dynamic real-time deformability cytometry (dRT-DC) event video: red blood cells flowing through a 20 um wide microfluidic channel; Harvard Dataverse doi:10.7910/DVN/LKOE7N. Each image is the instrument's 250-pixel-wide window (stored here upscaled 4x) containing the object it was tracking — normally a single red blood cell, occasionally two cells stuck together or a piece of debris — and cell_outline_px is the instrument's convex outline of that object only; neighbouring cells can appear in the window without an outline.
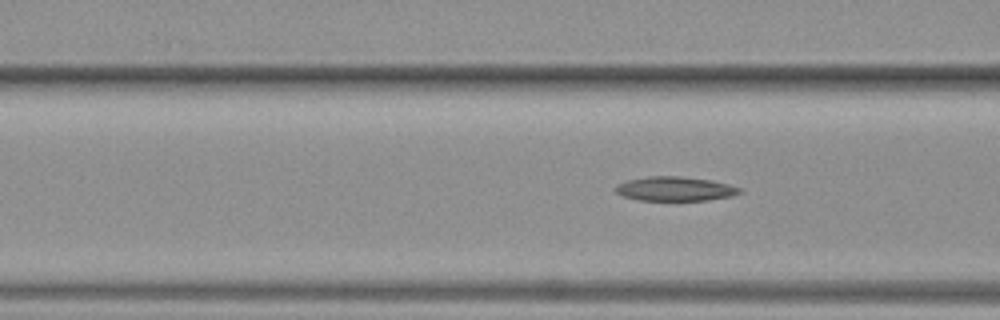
{"species": "common noctule bat (a hibernating species)", "species_latin": "Nyctalus noctula", "temperature_condition": "warm", "stored_images_in_passage": 7, "segment_of_instrument_passage": [2, 2], "camera_frame_rate_fps": 3000, "um_per_image_px": 0.085, "animal": {"sex": "female", "body_mass_g": 19.3, "forearm_length_mm": 54.1}, "frame": {"image": 1, "passage_image": 7, "time_ms": 7.333, "image_size_px": [1000, 320], "cell_outline_px": [[744, 192], [732, 196], [708, 200], [636, 200], [624, 196], [616, 192], [616, 184], [628, 180], [648, 176], [680, 176], [712, 180], [728, 184], [740, 188]], "centroid_in_image_um": [57.4, 16.05], "position_along_channel_um": 109.2, "area_um2": 17.57}}